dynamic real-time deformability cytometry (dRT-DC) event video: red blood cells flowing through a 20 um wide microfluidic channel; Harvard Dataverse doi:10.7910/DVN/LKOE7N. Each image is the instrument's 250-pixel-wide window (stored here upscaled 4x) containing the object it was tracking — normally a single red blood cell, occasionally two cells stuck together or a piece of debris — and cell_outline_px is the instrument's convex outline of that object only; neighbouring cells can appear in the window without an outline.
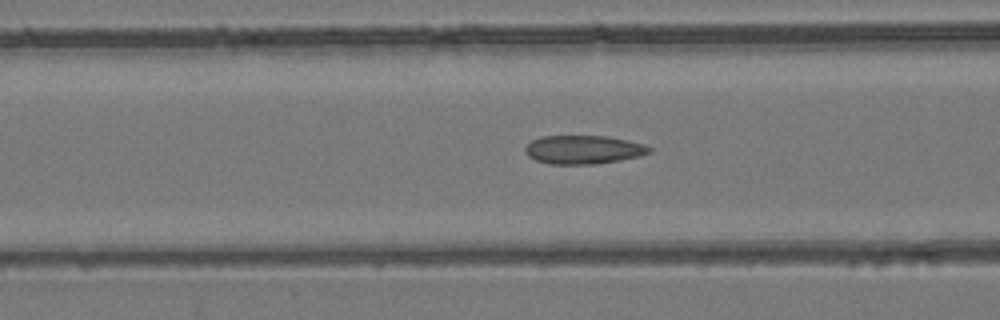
{"species": "common noctule bat (a hibernating species)", "species_latin": "Nyctalus noctula", "temperature_condition": "room temperature", "stored_images_in_passage": 54, "camera_frame_rate_fps": 3000, "um_per_image_px": 0.085, "animal": {"sex": "female", "body_mass_g": 24.6, "forearm_length_mm": 56.2}, "frame": {"image": 1, "passage_image": 22, "time_ms": 7.0, "image_size_px": [1000, 320], "cell_outline_px": [[652, 152], [640, 156], [620, 160], [596, 164], [548, 164], [536, 160], [528, 156], [524, 148], [532, 140], [544, 136], [608, 136], [628, 140], [644, 144], [652, 148]], "centroid_in_image_um": [49.62, 12.72], "position_along_channel_um": 117.0, "area_um2": 20.75}}
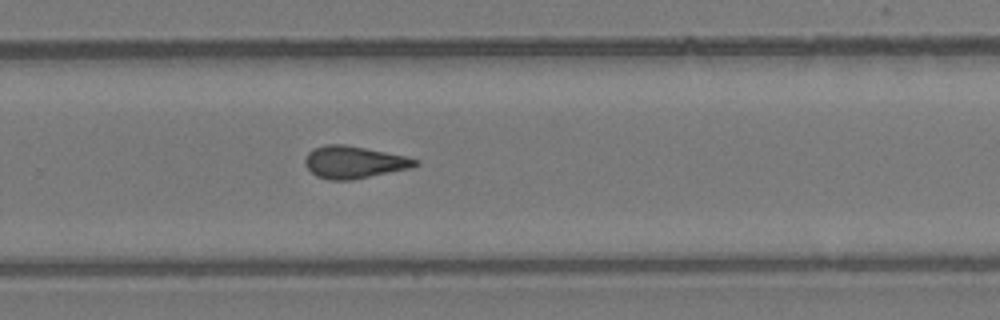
{"frame": {"image": 2, "passage_image": 36, "time_ms": 11.667, "image_size_px": [1000, 320], "cell_outline_px": [[420, 164], [412, 168], [352, 180], [328, 180], [316, 176], [304, 164], [304, 160], [308, 152], [312, 148], [324, 144], [344, 144], [404, 156], [420, 160]], "centroid_in_image_um": [30.07, 13.79], "position_along_channel_um": 299.7, "area_um2": 20.81}}
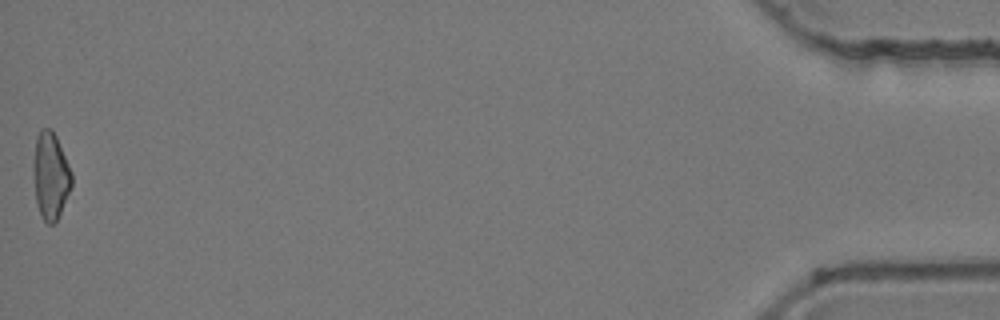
{"frame": {"image": 3, "passage_image": 54, "time_ms": 17.667, "image_size_px": [1000, 320], "cell_outline_px": [[72, 184], [60, 212], [56, 220], [52, 224], [48, 224], [44, 220], [36, 204], [32, 168], [32, 160], [36, 136], [40, 128], [52, 128], [56, 136], [72, 172]], "centroid_in_image_um": [4.26, 14.87], "position_along_channel_um": 430.9, "area_um2": 19.54}, "authors_computed_cell_mechanics": {"area_um2": 20.7213, "velocity_mm_per_s": 3.9285, "shape_relaxation_time_tau1_ms": null, "shape_relaxation_time_tau2_ms": 2.9881, "deformation_change_tau1": null, "deformation_change_tau2": 0.1096}}